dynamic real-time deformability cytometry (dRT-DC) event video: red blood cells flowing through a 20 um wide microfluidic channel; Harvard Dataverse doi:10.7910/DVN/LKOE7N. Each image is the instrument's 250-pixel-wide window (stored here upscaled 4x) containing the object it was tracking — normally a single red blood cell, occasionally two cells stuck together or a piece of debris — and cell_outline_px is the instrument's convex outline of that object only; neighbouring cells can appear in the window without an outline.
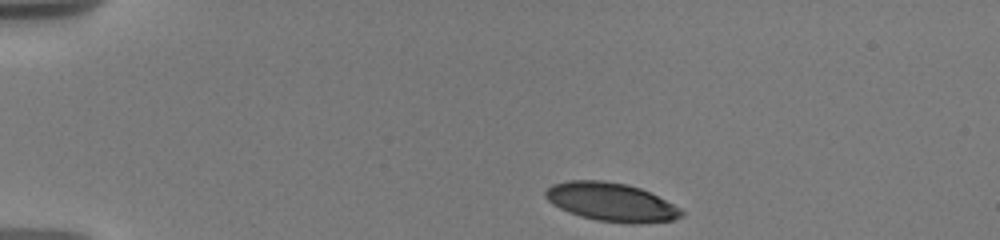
{"species": "human", "species_latin": "Homo sapiens", "temperature_condition": "warm", "stored_images_in_passage": 34, "camera_frame_rate_fps": 3000, "um_per_image_px": 0.085, "donor": {"sex": "male"}, "frame": {"image": 1, "passage_image": 1, "time_ms": 0.0, "image_size_px": [1000, 240], "cell_outline_px": [[684, 212], [680, 216], [672, 220], [632, 224], [596, 220], [580, 216], [568, 212], [552, 204], [544, 196], [544, 192], [552, 184], [568, 180], [604, 180], [628, 184], [640, 188], [680, 208]], "centroid_in_image_um": [51.9, 17.16], "position_along_channel_um": 33.1, "area_um2": 30.35}}
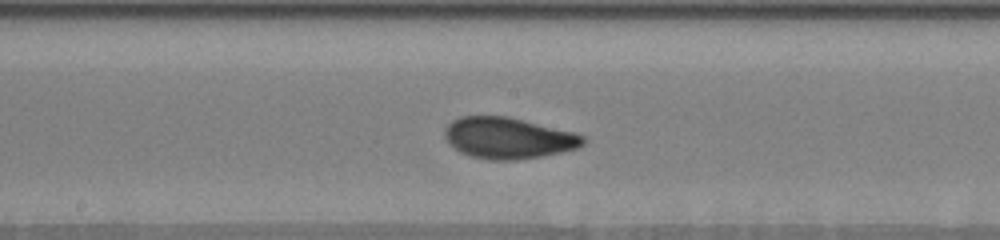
{"frame": {"image": 2, "passage_image": 16, "time_ms": 6.667, "image_size_px": [1000, 240], "cell_outline_px": [[588, 140], [580, 148], [544, 156], [516, 160], [492, 160], [472, 156], [460, 152], [448, 144], [444, 136], [444, 128], [452, 120], [460, 116], [508, 116], [576, 132], [584, 136]], "centroid_in_image_um": [43.23, 11.73], "position_along_channel_um": 205.0, "area_um2": 33.76}}
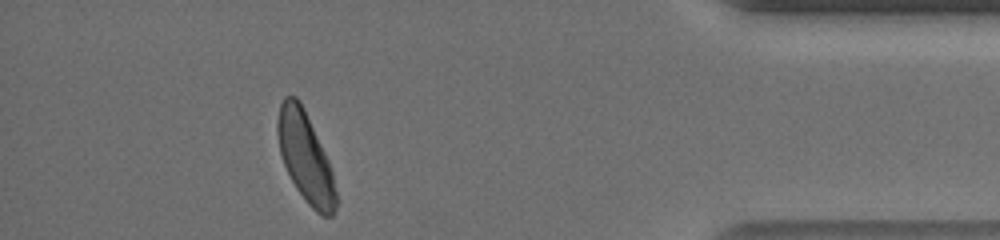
{"frame": {"image": 3, "passage_image": 31, "time_ms": 13.333, "image_size_px": [1000, 240], "cell_outline_px": [[336, 208], [332, 216], [320, 216], [308, 204], [296, 188], [284, 164], [280, 152], [276, 132], [276, 124], [280, 104], [284, 96], [296, 96], [300, 100], [304, 108], [328, 160], [332, 172], [336, 192]], "centroid_in_image_um": [25.94, 13.35], "position_along_channel_um": 409.3, "area_um2": 30.35}, "authors_computed_cell_mechanics": {"area_um2": 31.7322, "velocity_mm_per_s": 3.6288, "shape_relaxation_time_tau1_ms": 2.9047, "shape_relaxation_time_tau2_ms": 1.0645, "deformation_change_tau1": 0.1517, "deformation_change_tau2": 0.0642}}